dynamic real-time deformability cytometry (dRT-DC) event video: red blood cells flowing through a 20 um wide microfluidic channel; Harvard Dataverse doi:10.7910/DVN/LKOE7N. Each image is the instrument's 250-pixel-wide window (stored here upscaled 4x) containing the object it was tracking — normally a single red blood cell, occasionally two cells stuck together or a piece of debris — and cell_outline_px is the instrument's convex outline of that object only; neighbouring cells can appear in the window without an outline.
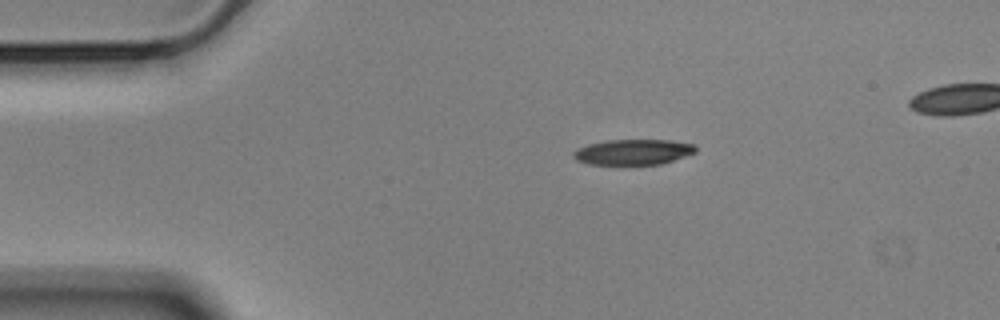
{"species": "Egyptian fruit bat (a non-hibernating species)", "species_latin": "Rousettus aegyptiacus", "temperature_condition": "cold", "stored_images_in_passage": 45, "camera_frame_rate_fps": 3000, "um_per_image_px": 0.085, "animal": {"sex": "male"}, "frame": {"image": 1, "passage_image": 1, "time_ms": 0.0, "image_size_px": [1000, 320], "cell_outline_px": [[696, 152], [660, 164], [616, 168], [588, 164], [576, 160], [572, 156], [572, 152], [588, 144], [608, 140], [672, 140], [696, 144]], "centroid_in_image_um": [53.77, 12.97], "position_along_channel_um": 31.2, "area_um2": 19.07}}
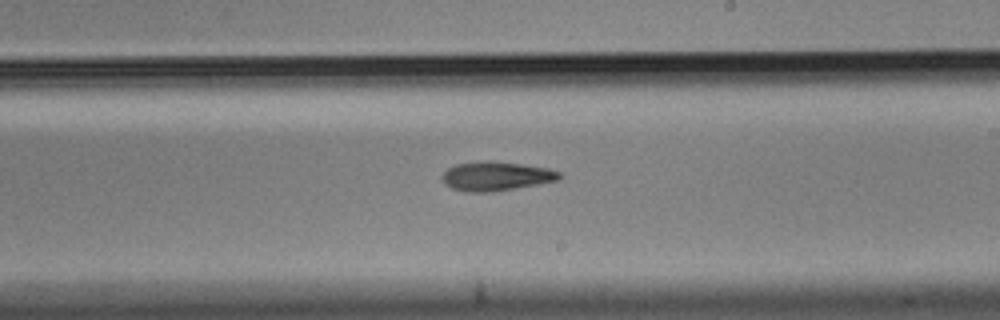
{"frame": {"image": 2, "passage_image": 23, "time_ms": 7.333, "image_size_px": [1000, 320], "cell_outline_px": [[560, 176], [556, 180], [516, 188], [492, 192], [464, 192], [452, 188], [444, 184], [440, 176], [448, 168], [456, 164], [480, 160], [484, 160], [520, 164], [548, 168], [560, 172]], "centroid_in_image_um": [42.08, 14.97], "position_along_channel_um": 246.9, "area_um2": 19.83}}
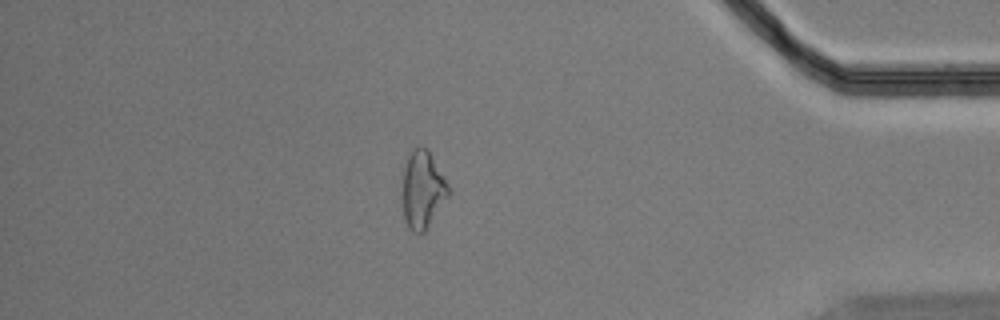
{"frame": {"image": 3, "passage_image": 39, "time_ms": 12.667, "image_size_px": [1000, 320], "cell_outline_px": [[448, 196], [424, 232], [412, 232], [408, 228], [404, 220], [404, 164], [408, 156], [416, 148], [428, 148], [448, 184]], "centroid_in_image_um": [35.93, 16.13], "position_along_channel_um": 399.3, "area_um2": 20.11}}